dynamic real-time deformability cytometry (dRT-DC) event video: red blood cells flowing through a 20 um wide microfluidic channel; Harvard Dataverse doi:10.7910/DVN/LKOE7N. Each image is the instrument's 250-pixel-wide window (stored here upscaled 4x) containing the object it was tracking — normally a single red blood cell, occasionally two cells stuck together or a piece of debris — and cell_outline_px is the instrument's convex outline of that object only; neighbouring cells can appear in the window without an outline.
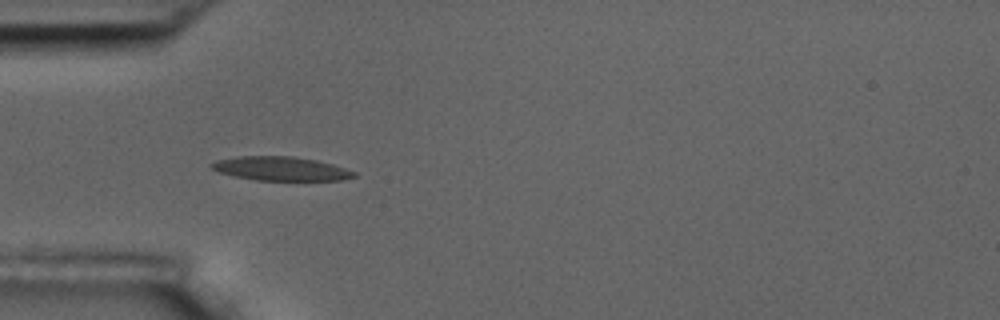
{"species": "common noctule bat (a hibernating species)", "species_latin": "Nyctalus noctula", "temperature_condition": "room temperature", "stored_images_in_passage": 10, "camera_frame_rate_fps": 3000, "um_per_image_px": 0.085, "animal": {"sex": "male", "body_mass_g": 17.5, "forearm_length_mm": 52.3}, "frame": {"image": 1, "passage_image": 5, "time_ms": 5.333, "image_size_px": [1000, 320], "cell_outline_px": [[356, 176], [344, 180], [256, 180], [232, 176], [220, 172], [212, 168], [208, 164], [216, 160], [236, 156], [292, 156], [316, 160], [332, 164], [356, 172]], "centroid_in_image_um": [23.84, 14.33], "position_along_channel_um": 61.2, "area_um2": 19.88}}
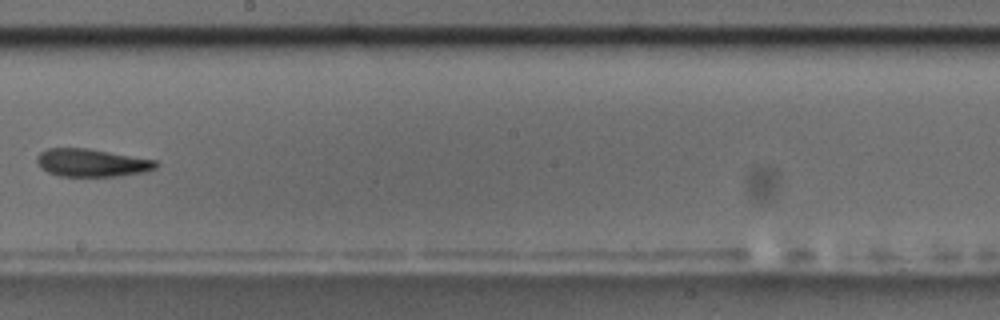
{"frame": {"image": 2, "passage_image": 9, "time_ms": 10.333, "image_size_px": [1000, 320], "cell_outline_px": [[160, 164], [156, 168], [144, 172], [116, 176], [60, 176], [48, 172], [40, 168], [36, 160], [36, 156], [40, 152], [48, 148], [88, 148], [156, 160]], "centroid_in_image_um": [7.79, 13.83], "position_along_channel_um": 240.4, "area_um2": 19.36}}
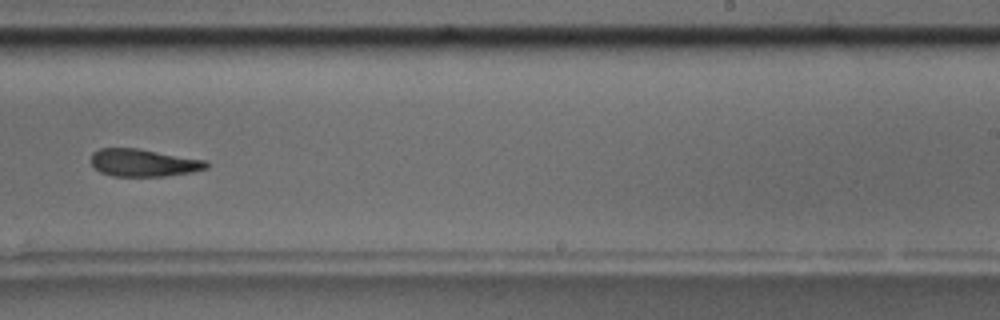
{"frame": {"image": 3, "passage_image": 10, "time_ms": 11.333, "image_size_px": [1000, 320], "cell_outline_px": [[208, 168], [192, 172], [164, 176], [112, 176], [100, 172], [88, 160], [92, 152], [100, 148], [140, 148], [208, 160]], "centroid_in_image_um": [12.19, 13.82], "position_along_channel_um": 276.8, "area_um2": 18.84}}